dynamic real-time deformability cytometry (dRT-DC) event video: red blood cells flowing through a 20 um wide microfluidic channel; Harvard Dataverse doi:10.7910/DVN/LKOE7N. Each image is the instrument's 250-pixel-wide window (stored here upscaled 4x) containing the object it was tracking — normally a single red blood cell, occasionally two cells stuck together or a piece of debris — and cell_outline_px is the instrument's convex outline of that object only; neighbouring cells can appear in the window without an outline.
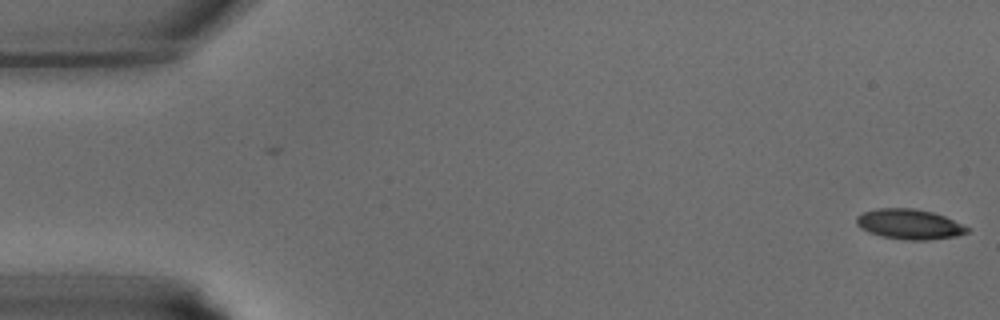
{"species": "common noctule bat (a hibernating species)", "species_latin": "Nyctalus noctula", "temperature_condition": "warm", "stored_images_in_passage": 2, "camera_frame_rate_fps": 3000, "um_per_image_px": 0.085, "animal": {"sex": "male", "body_mass_g": 15.6}, "frame": {"image": 1, "passage_image": 2, "time_ms": 0.333, "image_size_px": [1000, 320], "cell_outline_px": [[972, 228], [968, 232], [956, 236], [924, 240], [908, 240], [880, 236], [868, 232], [860, 228], [856, 224], [856, 216], [864, 212], [876, 208], [912, 208], [932, 212], [944, 216]], "centroid_in_image_um": [77.29, 19.05], "position_along_channel_um": 7.7, "area_um2": 19.48}}